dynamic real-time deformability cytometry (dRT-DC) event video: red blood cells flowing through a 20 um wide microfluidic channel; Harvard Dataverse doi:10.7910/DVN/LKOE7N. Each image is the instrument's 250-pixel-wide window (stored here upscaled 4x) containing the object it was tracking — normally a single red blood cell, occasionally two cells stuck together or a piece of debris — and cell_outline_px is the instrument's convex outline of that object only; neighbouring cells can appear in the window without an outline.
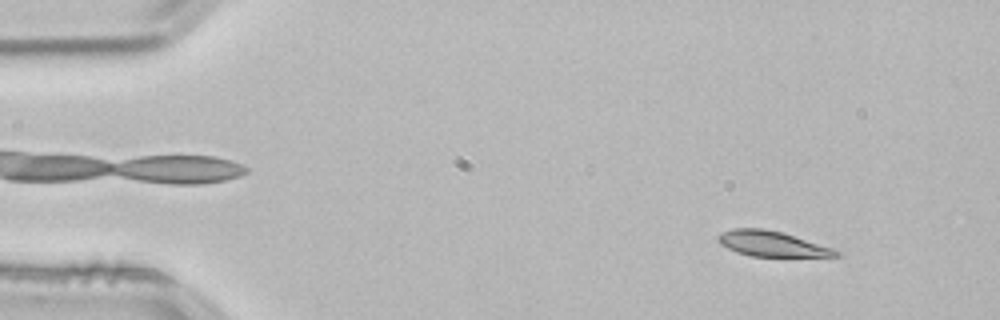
{"species": "common noctule bat (a hibernating species)", "species_latin": "Nyctalus noctula", "temperature_condition": "room temperature", "stored_images_in_passage": 48, "camera_frame_rate_fps": 3000, "um_per_image_px": 0.085, "animal": {"sex": "male", "body_mass_g": 21.5, "forearm_length_mm": 52.0}, "frame": {"image": 1, "passage_image": 1, "time_ms": 0.0, "image_size_px": [1000, 320], "cell_outline_px": [[840, 256], [752, 256], [736, 252], [720, 244], [716, 240], [716, 236], [720, 232], [732, 228], [764, 228], [784, 232], [832, 248], [840, 252]], "centroid_in_image_um": [65.54, 20.7], "position_along_channel_um": 19.5, "area_um2": 17.46}}
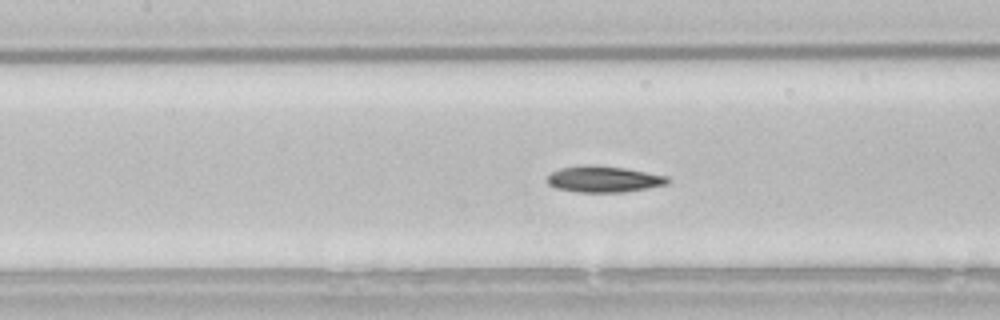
{"frame": {"image": 2, "passage_image": 19, "time_ms": 6.0, "image_size_px": [1000, 320], "cell_outline_px": [[672, 180], [668, 184], [624, 192], [576, 192], [556, 188], [548, 184], [548, 176], [552, 172], [560, 168], [624, 168], [668, 176]], "centroid_in_image_um": [51.39, 15.28], "position_along_channel_um": 156.0, "area_um2": 17.46}}
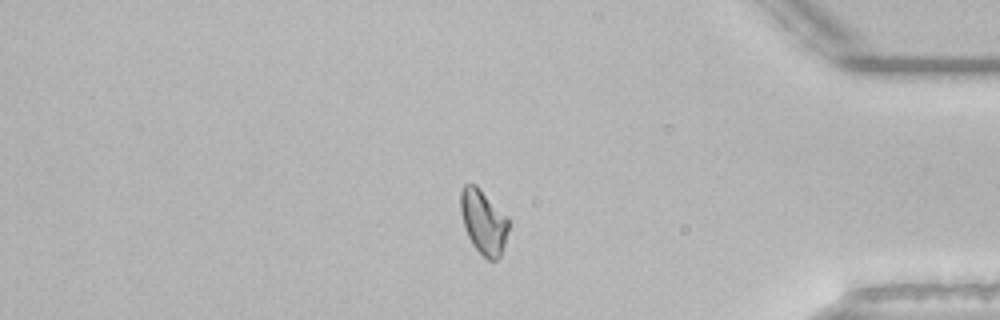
{"frame": {"image": 3, "passage_image": 40, "time_ms": 13.0, "image_size_px": [1000, 320], "cell_outline_px": [[508, 228], [504, 244], [500, 256], [496, 260], [488, 260], [472, 244], [464, 228], [460, 212], [460, 192], [464, 184], [476, 184], [508, 216]], "centroid_in_image_um": [41.08, 18.82], "position_along_channel_um": 394.1, "area_um2": 18.03}, "authors_computed_cell_mechanics": {"area_um2": 18.0047, "velocity_mm_per_s": 3.8251, "shape_relaxation_time_tau1_ms": null, "shape_relaxation_time_tau2_ms": 4.2592, "deformation_change_tau1": null, "deformation_change_tau2": 0.0859}}